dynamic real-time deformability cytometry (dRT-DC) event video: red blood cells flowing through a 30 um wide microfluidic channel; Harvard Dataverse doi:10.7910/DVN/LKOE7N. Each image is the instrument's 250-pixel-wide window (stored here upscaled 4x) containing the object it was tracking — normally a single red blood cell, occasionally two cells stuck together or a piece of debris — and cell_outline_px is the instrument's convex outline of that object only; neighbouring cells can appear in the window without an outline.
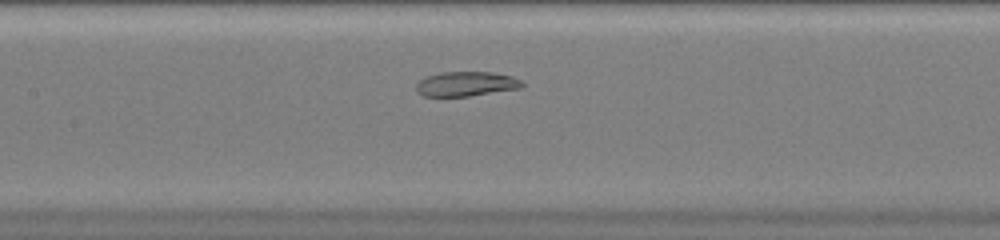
{"species": "common noctule bat (a hibernating species)", "species_latin": "Nyctalus noctula", "temperature_condition": "warm", "stored_images_in_passage": 38, "camera_frame_rate_fps": 3000, "um_per_image_px": 0.085, "animal": {"sex": "female", "body_mass_g": 20.0, "forearm_length_mm": 54.0}, "frame": {"image": 1, "passage_image": 13, "time_ms": 4.0, "image_size_px": [1000, 240], "cell_outline_px": [[524, 84], [520, 88], [468, 96], [424, 96], [416, 92], [416, 84], [420, 80], [428, 76], [440, 72], [492, 72], [512, 76], [520, 80]], "centroid_in_image_um": [39.6, 7.13], "position_along_channel_um": 167.8, "area_um2": 15.09}}
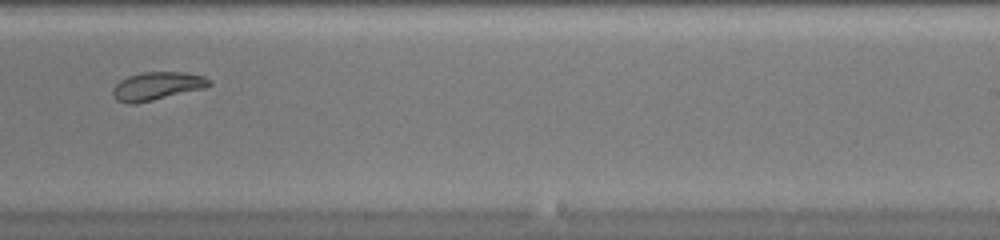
{"frame": {"image": 2, "passage_image": 21, "time_ms": 6.667, "image_size_px": [1000, 240], "cell_outline_px": [[212, 84], [208, 88], [136, 104], [128, 104], [116, 100], [112, 92], [112, 88], [120, 80], [128, 76], [144, 72], [184, 72], [204, 76], [212, 80]], "centroid_in_image_um": [13.39, 7.32], "position_along_channel_um": 275.6, "area_um2": 16.13}}
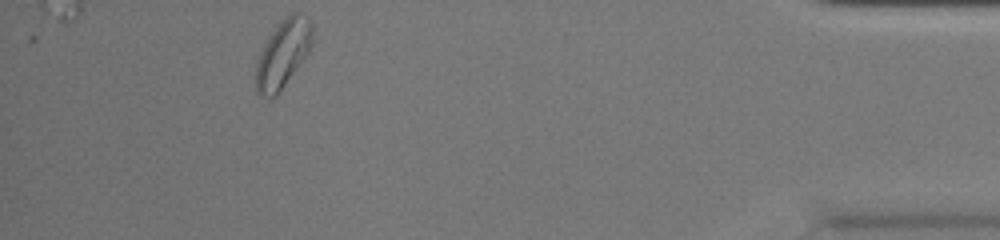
{"frame": {"image": 3, "passage_image": 35, "time_ms": 11.333, "image_size_px": [1000, 240], "cell_outline_px": [[312, 44], [308, 52], [276, 96], [260, 96], [256, 92], [256, 64], [260, 52], [264, 44], [272, 32], [288, 12], [300, 12], [308, 16], [312, 20]], "centroid_in_image_um": [24.06, 4.51], "position_along_channel_um": 411.1, "area_um2": 22.14}, "authors_computed_cell_mechanics": {"area_um2": 17.0221, "velocity_mm_per_s": 4.0497, "shape_relaxation_time_tau1_ms": null, "shape_relaxation_time_tau2_ms": 2.1399, "deformation_change_tau1": null, "deformation_change_tau2": 0.0554}}